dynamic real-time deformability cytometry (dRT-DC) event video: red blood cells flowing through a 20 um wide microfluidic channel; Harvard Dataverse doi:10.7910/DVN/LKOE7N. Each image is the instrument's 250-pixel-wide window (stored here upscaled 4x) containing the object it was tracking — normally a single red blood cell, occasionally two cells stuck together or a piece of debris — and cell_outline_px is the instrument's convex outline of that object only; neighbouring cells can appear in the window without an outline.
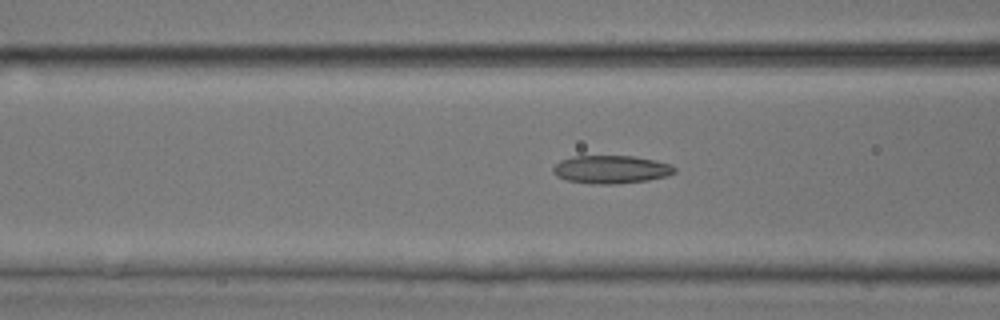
{"species": "common noctule bat (a hibernating species)", "species_latin": "Nyctalus noctula", "temperature_condition": "room temperature", "stored_images_in_passage": 37, "camera_frame_rate_fps": 3000, "um_per_image_px": 0.085, "animal": {"sex": "male", "body_mass_g": 17.9, "forearm_length_mm": 54.2}, "frame": {"image": 1, "passage_image": 16, "time_ms": 5.0, "image_size_px": [1000, 320], "cell_outline_px": [[676, 172], [668, 176], [648, 180], [616, 184], [592, 184], [568, 180], [556, 176], [552, 172], [552, 168], [560, 160], [572, 156], [632, 156], [656, 160], [672, 164], [676, 168]], "centroid_in_image_um": [51.96, 14.4], "position_along_channel_um": 114.6, "area_um2": 20.06}}
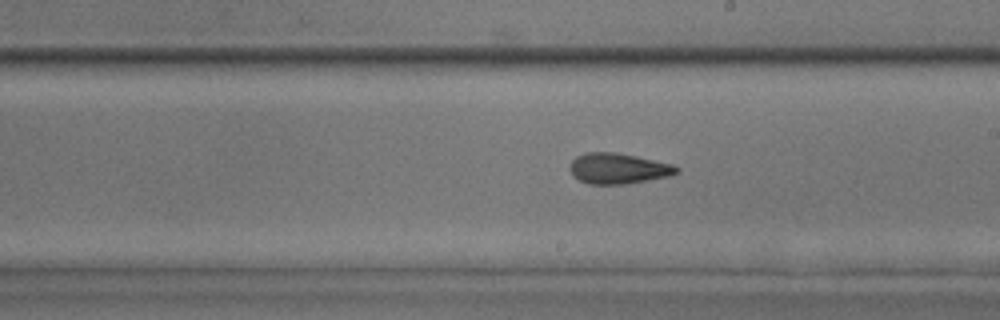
{"frame": {"image": 2, "passage_image": 25, "time_ms": 8.0, "image_size_px": [1000, 320], "cell_outline_px": [[680, 172], [668, 176], [624, 184], [588, 184], [572, 176], [568, 168], [572, 160], [576, 156], [584, 152], [616, 152], [636, 156], [672, 164], [680, 168]], "centroid_in_image_um": [52.51, 14.31], "position_along_channel_um": 236.5, "area_um2": 19.13}}
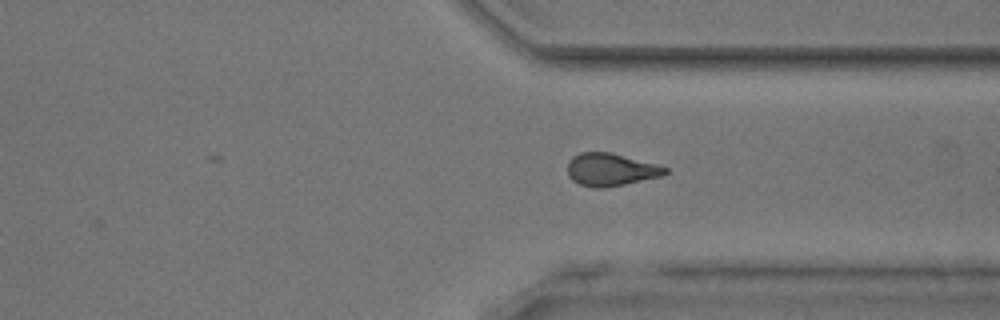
{"frame": {"image": 3, "passage_image": 34, "time_ms": 11.0, "image_size_px": [1000, 320], "cell_outline_px": [[668, 172], [660, 176], [624, 184], [604, 188], [596, 188], [580, 184], [572, 180], [568, 176], [568, 160], [572, 156], [580, 152], [608, 152], [656, 164], [668, 168]], "centroid_in_image_um": [51.87, 14.41], "position_along_channel_um": 359.5, "area_um2": 18.38}, "authors_computed_cell_mechanics": {"area_um2": 19.3052, "velocity_mm_per_s": 4.0831, "shape_relaxation_time_tau1_ms": 4.9816, "shape_relaxation_time_tau2_ms": 2.7684, "deformation_change_tau1": 0.1378, "deformation_change_tau2": 0.1096}}